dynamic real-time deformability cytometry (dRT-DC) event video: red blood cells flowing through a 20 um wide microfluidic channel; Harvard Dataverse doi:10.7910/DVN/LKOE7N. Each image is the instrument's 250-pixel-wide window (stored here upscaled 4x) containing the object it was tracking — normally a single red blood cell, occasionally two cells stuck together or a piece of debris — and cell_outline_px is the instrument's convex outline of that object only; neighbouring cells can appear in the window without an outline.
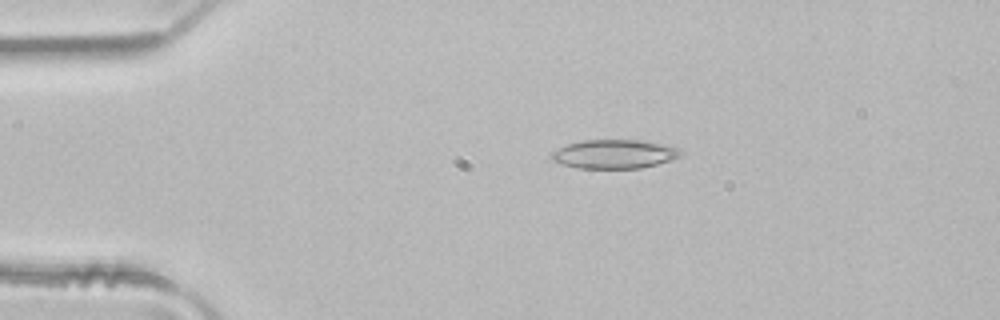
{"species": "common noctule bat (a hibernating species)", "species_latin": "Nyctalus noctula", "temperature_condition": "room temperature", "stored_images_in_passage": 3, "camera_frame_rate_fps": 3000, "um_per_image_px": 0.085, "animal": {"sex": "male", "body_mass_g": 21.5, "forearm_length_mm": 52.0}, "frame": {"image": 1, "passage_image": 1, "time_ms": 0.0, "image_size_px": [1000, 320], "cell_outline_px": [[684, 152], [680, 156], [672, 160], [640, 168], [576, 168], [560, 164], [552, 160], [552, 152], [568, 144], [584, 140], [640, 140], [680, 148]], "centroid_in_image_um": [52.23, 13.1], "position_along_channel_um": 32.8, "area_um2": 21.62}}
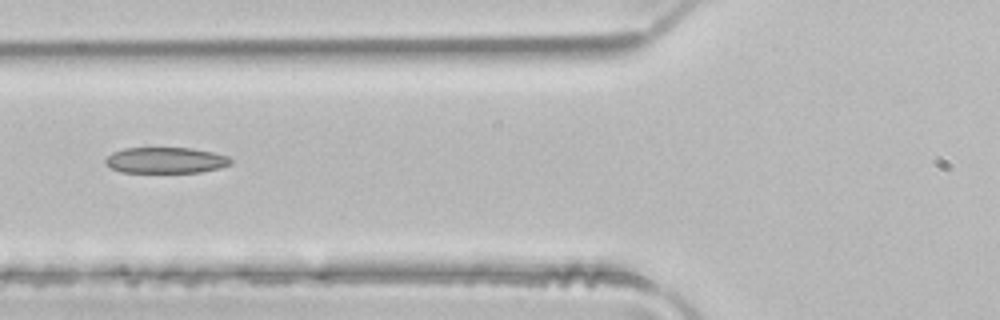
{"frame": {"image": 2, "passage_image": 3, "time_ms": 0.667, "image_size_px": [1000, 320], "cell_outline_px": [[232, 164], [220, 168], [200, 172], [120, 172], [108, 168], [104, 164], [104, 160], [112, 152], [124, 148], [192, 148], [212, 152], [228, 156], [232, 160]], "centroid_in_image_um": [14.05, 13.62], "position_along_channel_um": 111.7, "area_um2": 19.13}}